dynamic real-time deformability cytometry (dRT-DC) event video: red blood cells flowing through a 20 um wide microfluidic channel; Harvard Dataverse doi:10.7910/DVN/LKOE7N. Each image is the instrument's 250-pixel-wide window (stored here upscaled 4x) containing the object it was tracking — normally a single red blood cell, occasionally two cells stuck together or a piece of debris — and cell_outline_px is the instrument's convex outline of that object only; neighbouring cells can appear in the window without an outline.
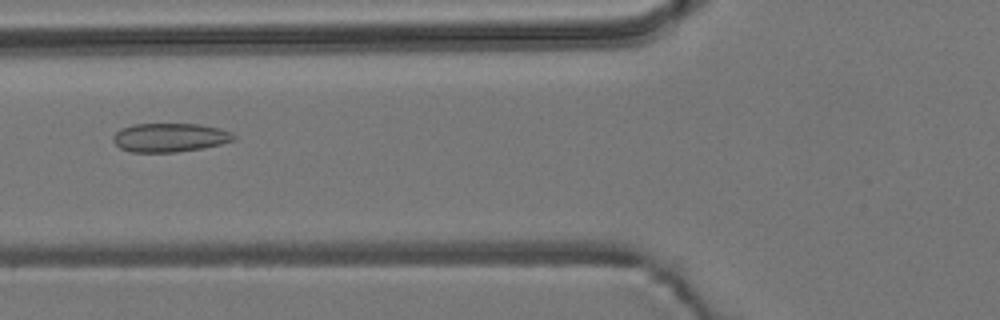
{"species": "common noctule bat (a hibernating species)", "species_latin": "Nyctalus noctula", "temperature_condition": "room temperature", "stored_images_in_passage": 5, "camera_frame_rate_fps": 3000, "um_per_image_px": 0.085, "animal": {"sex": "male", "body_mass_g": 19.2, "forearm_length_mm": 51.8}, "frame": {"image": 1, "passage_image": 5, "time_ms": 5.667, "image_size_px": [1000, 320], "cell_outline_px": [[236, 140], [220, 144], [200, 148], [176, 152], [128, 152], [120, 148], [112, 140], [112, 136], [120, 128], [132, 124], [200, 124], [220, 128], [232, 132], [236, 136]], "centroid_in_image_um": [14.42, 11.68], "position_along_channel_um": 111.4, "area_um2": 20.4}}